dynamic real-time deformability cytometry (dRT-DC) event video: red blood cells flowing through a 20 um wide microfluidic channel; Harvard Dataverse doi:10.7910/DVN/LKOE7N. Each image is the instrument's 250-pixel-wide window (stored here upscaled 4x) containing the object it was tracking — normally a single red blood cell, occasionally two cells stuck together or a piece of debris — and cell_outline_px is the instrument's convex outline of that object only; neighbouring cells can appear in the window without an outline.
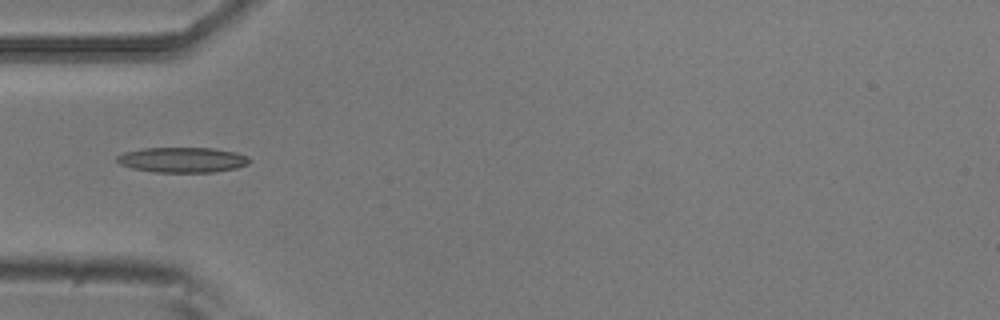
{"species": "common noctule bat (a hibernating species)", "species_latin": "Nyctalus noctula", "temperature_condition": "room temperature", "stored_images_in_passage": 8, "camera_frame_rate_fps": 3000, "um_per_image_px": 0.085, "animal": {"sex": "male", "body_mass_g": 20.5, "forearm_length_mm": 52.5}, "frame": {"image": 1, "passage_image": 4, "time_ms": 1.0, "image_size_px": [1000, 320], "cell_outline_px": [[252, 160], [248, 164], [236, 168], [216, 172], [156, 172], [132, 168], [120, 164], [116, 160], [116, 156], [124, 152], [144, 148], [212, 148], [236, 152], [248, 156]], "centroid_in_image_um": [15.53, 13.58], "position_along_channel_um": 69.5, "area_um2": 19.54}}
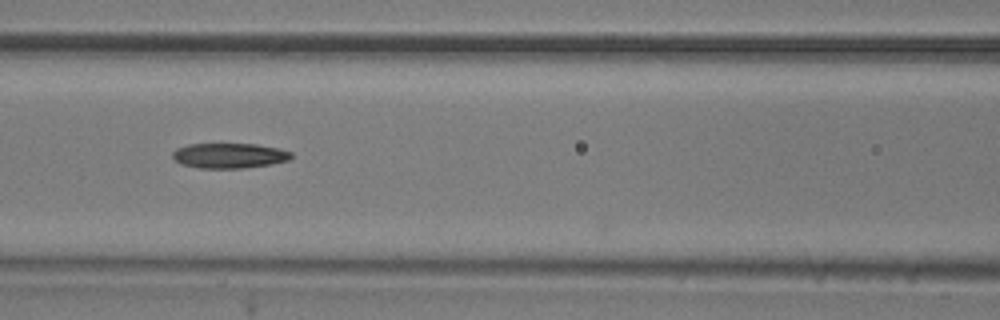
{"frame": {"image": 2, "passage_image": 6, "time_ms": 1.667, "image_size_px": [1000, 320], "cell_outline_px": [[292, 156], [288, 160], [272, 164], [244, 168], [200, 168], [180, 164], [172, 156], [172, 152], [176, 148], [188, 144], [256, 144], [280, 148], [292, 152]], "centroid_in_image_um": [19.49, 13.22], "position_along_channel_um": 147.1, "area_um2": 17.46}}
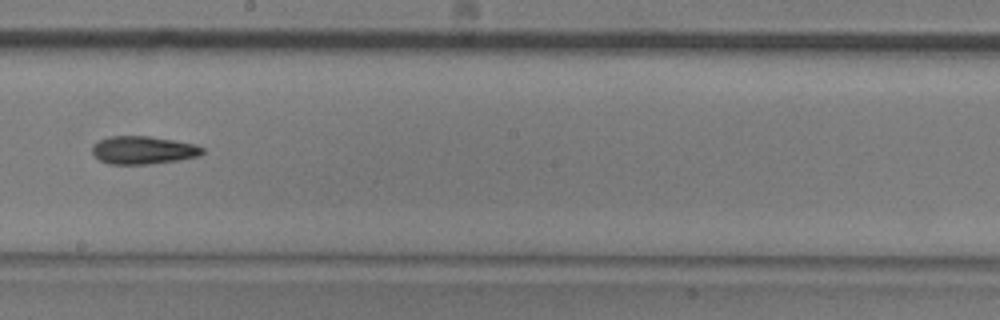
{"frame": {"image": 3, "passage_image": 8, "time_ms": 2.333, "image_size_px": [1000, 320], "cell_outline_px": [[204, 152], [200, 156], [180, 160], [148, 164], [108, 164], [100, 160], [92, 152], [92, 144], [108, 136], [148, 136], [196, 144], [204, 148]], "centroid_in_image_um": [12.18, 12.76], "position_along_channel_um": 236.0, "area_um2": 18.03}}